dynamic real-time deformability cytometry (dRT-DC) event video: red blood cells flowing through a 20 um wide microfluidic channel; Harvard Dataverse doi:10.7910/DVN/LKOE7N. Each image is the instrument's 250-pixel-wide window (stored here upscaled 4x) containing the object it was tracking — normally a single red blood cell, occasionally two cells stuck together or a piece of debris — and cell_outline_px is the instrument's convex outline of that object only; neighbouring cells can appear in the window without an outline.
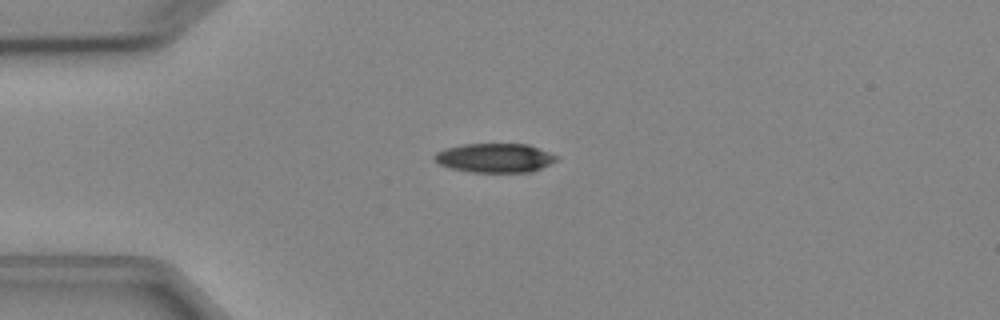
{"species": "Egyptian fruit bat (a non-hibernating species)", "species_latin": "Rousettus aegyptiacus", "temperature_condition": "cold", "stored_images_in_passage": 4, "camera_frame_rate_fps": 3000, "um_per_image_px": 0.085, "animal": {"sex": "female"}, "frame": {"image": 1, "passage_image": 2, "time_ms": 2.333, "image_size_px": [1000, 320], "cell_outline_px": [[560, 156], [556, 160], [532, 172], [468, 172], [452, 168], [440, 164], [432, 160], [432, 156], [436, 152], [444, 148], [464, 144], [528, 144]], "centroid_in_image_um": [42.03, 13.42], "position_along_channel_um": 43.0, "area_um2": 20.81}}